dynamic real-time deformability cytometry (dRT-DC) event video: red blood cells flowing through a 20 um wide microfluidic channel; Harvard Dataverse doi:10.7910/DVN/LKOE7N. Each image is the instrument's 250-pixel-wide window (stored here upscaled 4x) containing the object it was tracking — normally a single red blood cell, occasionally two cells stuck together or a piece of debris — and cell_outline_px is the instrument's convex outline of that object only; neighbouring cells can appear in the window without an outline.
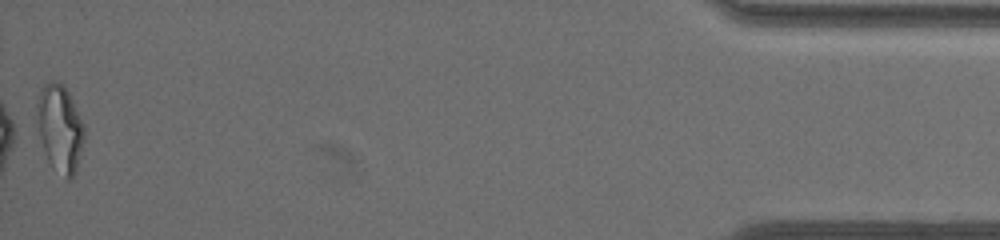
{"species": "common noctule bat (a hibernating species)", "species_latin": "Nyctalus noctula", "temperature_condition": "warm", "stored_images_in_passage": 44, "camera_frame_rate_fps": 3000, "um_per_image_px": 0.085, "animal": {"sex": "female", "body_mass_g": 19.5, "forearm_length_mm": 54.1}, "frame": {"image": 1, "passage_image": 44, "time_ms": 14.333, "image_size_px": [1000, 240], "cell_outline_px": [[84, 140], [76, 172], [72, 180], [68, 180], [48, 160], [40, 136], [36, 116], [36, 104], [40, 92], [44, 84], [52, 80], [56, 80], [64, 84], [84, 124]], "centroid_in_image_um": [5.1, 10.87], "position_along_channel_um": 430.1, "area_um2": 23.87}, "authors_computed_cell_mechanics": {"area_um2": 18.3226, "velocity_mm_per_s": 3.2216, "shape_relaxation_time_tau1_ms": null, "shape_relaxation_time_tau2_ms": 1.4128, "deformation_change_tau1": null, "deformation_change_tau2": 0.0816}}